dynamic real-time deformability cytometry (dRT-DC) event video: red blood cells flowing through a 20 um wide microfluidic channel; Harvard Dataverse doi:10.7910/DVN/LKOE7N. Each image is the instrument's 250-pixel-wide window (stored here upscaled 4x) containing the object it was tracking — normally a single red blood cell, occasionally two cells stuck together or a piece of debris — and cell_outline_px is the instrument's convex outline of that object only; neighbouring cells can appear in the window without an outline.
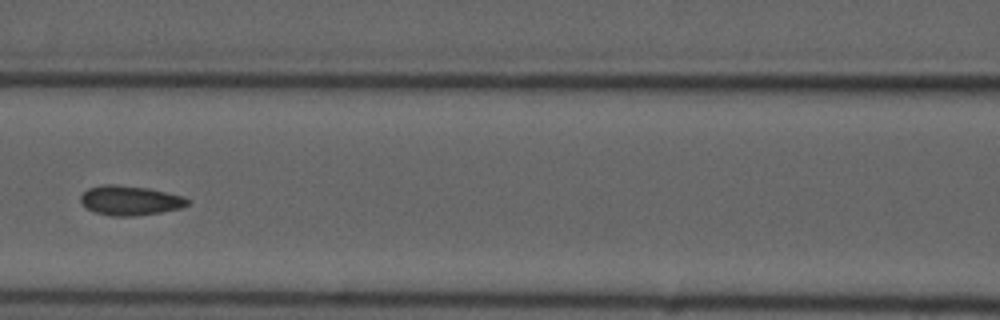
{"species": "common noctule bat (a hibernating species)", "species_latin": "Nyctalus noctula", "temperature_condition": "cold", "stored_images_in_passage": 9, "camera_frame_rate_fps": 3000, "um_per_image_px": 0.085, "animal": {"sex": "male", "forearm_length_mm": 52.5}, "frame": {"image": 1, "passage_image": 6, "time_ms": 6.667, "image_size_px": [1000, 320], "cell_outline_px": [[188, 204], [180, 208], [160, 212], [136, 216], [112, 216], [96, 212], [88, 208], [80, 200], [80, 196], [88, 188], [100, 184], [116, 184], [148, 188], [184, 196], [188, 200]], "centroid_in_image_um": [11.04, 17.03], "position_along_channel_um": 155.6, "area_um2": 18.32}}
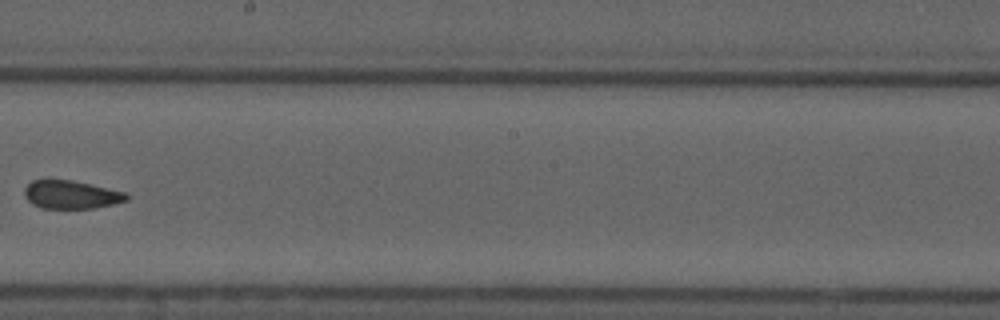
{"frame": {"image": 2, "passage_image": 8, "time_ms": 9.0, "image_size_px": [1000, 320], "cell_outline_px": [[128, 200], [116, 204], [96, 208], [44, 208], [32, 204], [24, 196], [24, 188], [32, 180], [72, 180], [92, 184], [124, 192], [128, 196]], "centroid_in_image_um": [6.05, 16.55], "position_along_channel_um": 242.1, "area_um2": 16.82}}
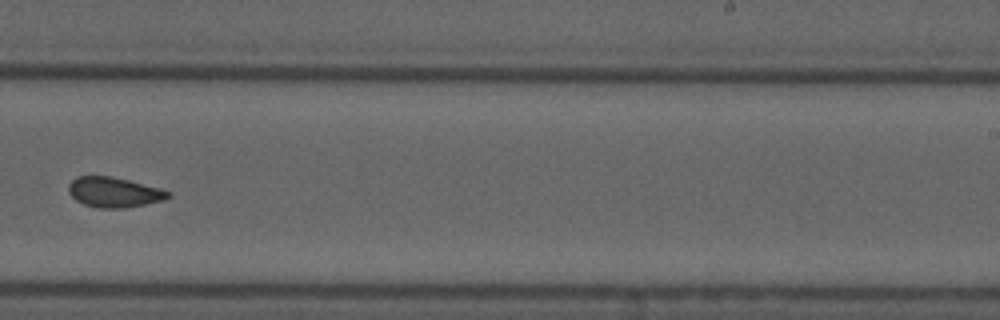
{"frame": {"image": 3, "passage_image": 9, "time_ms": 10.0, "image_size_px": [1000, 320], "cell_outline_px": [[172, 196], [164, 200], [124, 208], [100, 208], [84, 204], [76, 200], [68, 192], [68, 184], [76, 176], [112, 176], [160, 188], [172, 192]], "centroid_in_image_um": [9.7, 16.33], "position_along_channel_um": 279.3, "area_um2": 17.51}}